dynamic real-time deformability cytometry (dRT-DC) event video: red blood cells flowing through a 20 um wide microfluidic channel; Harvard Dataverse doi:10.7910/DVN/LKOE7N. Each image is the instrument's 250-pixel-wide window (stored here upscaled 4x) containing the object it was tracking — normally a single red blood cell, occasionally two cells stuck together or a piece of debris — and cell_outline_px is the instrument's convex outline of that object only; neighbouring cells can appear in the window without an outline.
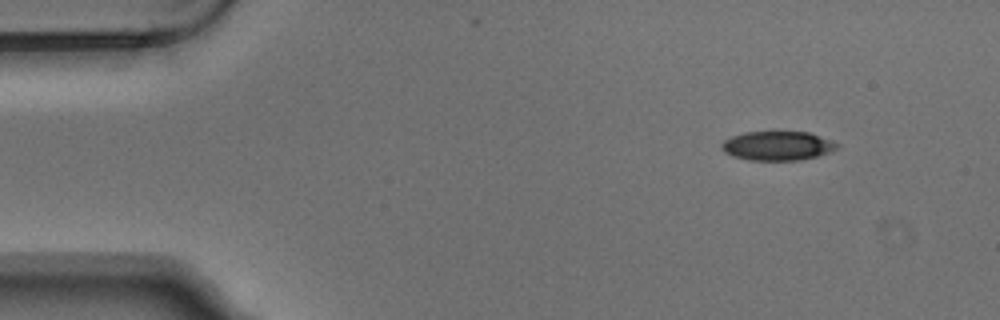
{"species": "Egyptian fruit bat (a non-hibernating species)", "species_latin": "Rousettus aegyptiacus", "temperature_condition": "warm", "stored_images_in_passage": 2, "camera_frame_rate_fps": 3000, "um_per_image_px": 0.085, "animal": {"sex": "male"}, "frame": {"image": 1, "passage_image": 1, "time_ms": 0.0, "image_size_px": [1000, 320], "cell_outline_px": [[840, 144], [832, 152], [800, 160], [748, 160], [732, 156], [724, 152], [720, 148], [720, 144], [724, 140], [732, 136], [744, 132], [808, 132]], "centroid_in_image_um": [66.05, 12.4], "position_along_channel_um": 19.0, "area_um2": 19.59}}
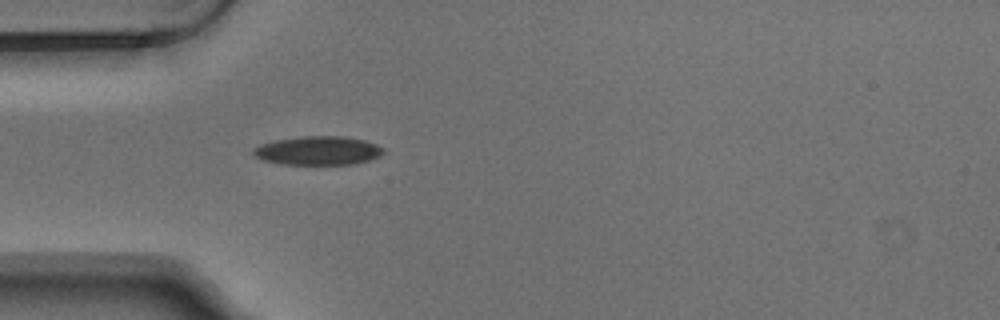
{"frame": {"image": 2, "passage_image": 2, "time_ms": 0.333, "image_size_px": [1000, 320], "cell_outline_px": [[384, 152], [380, 156], [368, 160], [352, 164], [284, 164], [260, 160], [252, 152], [252, 148], [260, 144], [276, 140], [304, 136], [344, 136], [364, 140], [376, 144], [384, 148]], "centroid_in_image_um": [27.02, 12.8], "position_along_channel_um": 58.0, "area_um2": 21.79}}